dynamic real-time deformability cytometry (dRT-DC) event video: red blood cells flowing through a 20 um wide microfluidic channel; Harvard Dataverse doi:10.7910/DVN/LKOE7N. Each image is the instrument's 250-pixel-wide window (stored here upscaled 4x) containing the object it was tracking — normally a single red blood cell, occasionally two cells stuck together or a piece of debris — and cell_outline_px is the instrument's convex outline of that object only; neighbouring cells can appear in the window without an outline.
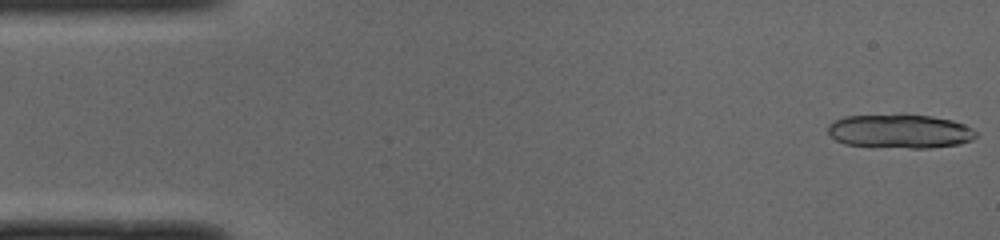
{"species": "common noctule bat (a hibernating species)", "species_latin": "Nyctalus noctula", "temperature_condition": "cold", "stored_images_in_passage": 50, "camera_frame_rate_fps": 3000, "um_per_image_px": 0.085, "animal": {"sex": "male", "body_mass_g": 19.0, "forearm_length_mm": 50.8}, "frame": {"image": 1, "passage_image": 1, "time_ms": 0.0, "image_size_px": [1000, 240], "cell_outline_px": [[976, 136], [972, 140], [960, 144], [928, 148], [908, 148], [844, 144], [836, 140], [828, 132], [828, 124], [832, 120], [844, 116], [900, 112], [932, 116], [952, 120], [964, 124], [972, 128], [976, 132]], "centroid_in_image_um": [76.47, 11.11], "position_along_channel_um": 8.5, "area_um2": 30.11}}
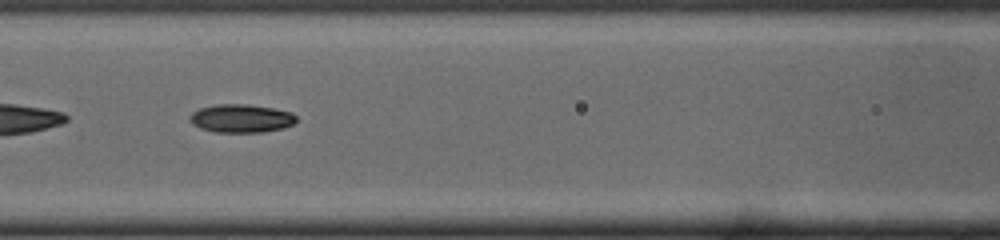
{"frame": {"image": 2, "passage_image": 21, "time_ms": 6.667, "image_size_px": [1000, 240], "cell_outline_px": [[296, 120], [292, 124], [284, 128], [264, 132], [212, 132], [200, 128], [192, 124], [188, 120], [188, 116], [192, 112], [200, 108], [216, 104], [248, 104], [272, 108], [292, 112], [296, 116]], "centroid_in_image_um": [20.46, 10.06], "position_along_channel_um": 146.1, "area_um2": 17.74}}
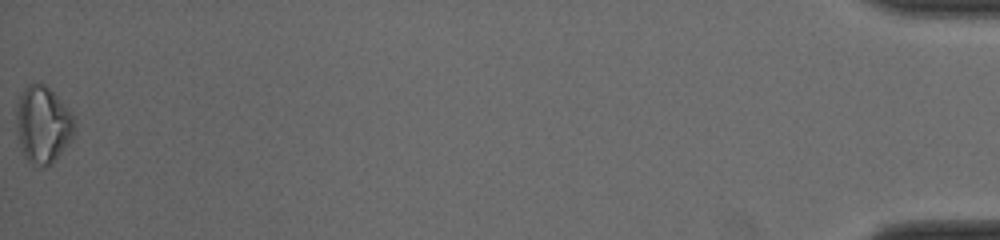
{"frame": {"image": 3, "passage_image": 50, "time_ms": 16.333, "image_size_px": [1000, 240], "cell_outline_px": [[72, 136], [68, 144], [52, 164], [44, 168], [40, 168], [32, 164], [24, 156], [20, 148], [16, 120], [16, 104], [24, 88], [28, 84], [40, 80], [60, 100], [72, 116]], "centroid_in_image_um": [3.59, 10.61], "position_along_channel_um": 431.6, "area_um2": 25.89}, "authors_computed_cell_mechanics": {"area_um2": 17.5712, "velocity_mm_per_s": 4.0291, "shape_relaxation_time_tau1_ms": 3.8339, "shape_relaxation_time_tau2_ms": null, "deformation_change_tau1": 0.145, "deformation_change_tau2": null}}